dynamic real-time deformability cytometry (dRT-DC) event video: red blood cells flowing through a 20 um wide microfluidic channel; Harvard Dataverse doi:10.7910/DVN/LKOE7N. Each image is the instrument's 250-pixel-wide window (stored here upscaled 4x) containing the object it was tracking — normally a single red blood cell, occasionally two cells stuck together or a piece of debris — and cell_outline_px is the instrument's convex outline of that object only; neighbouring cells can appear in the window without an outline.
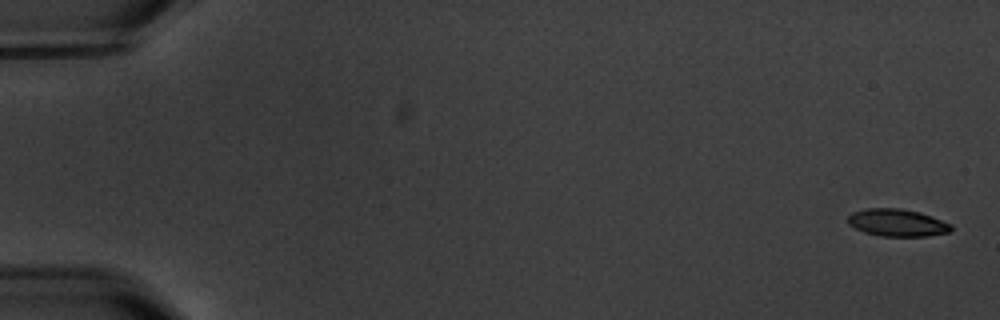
{"species": "common noctule bat (a hibernating species)", "species_latin": "Nyctalus noctula", "temperature_condition": "warm", "stored_images_in_passage": 5, "segment_of_instrument_passage": [2, 2], "camera_frame_rate_fps": 3000, "um_per_image_px": 0.085, "animal": {"sex": "male", "body_mass_g": 20.1, "forearm_length_mm": 53.5}, "frame": {"image": 1, "passage_image": 5, "time_ms": 6.0, "image_size_px": [1000, 320], "cell_outline_px": [[952, 228], [948, 232], [928, 236], [880, 236], [864, 232], [848, 224], [848, 216], [852, 212], [864, 208], [900, 208], [920, 212], [932, 216], [952, 224]], "centroid_in_image_um": [76.25, 18.92], "position_along_channel_um": 8.7, "area_um2": 16.53}}